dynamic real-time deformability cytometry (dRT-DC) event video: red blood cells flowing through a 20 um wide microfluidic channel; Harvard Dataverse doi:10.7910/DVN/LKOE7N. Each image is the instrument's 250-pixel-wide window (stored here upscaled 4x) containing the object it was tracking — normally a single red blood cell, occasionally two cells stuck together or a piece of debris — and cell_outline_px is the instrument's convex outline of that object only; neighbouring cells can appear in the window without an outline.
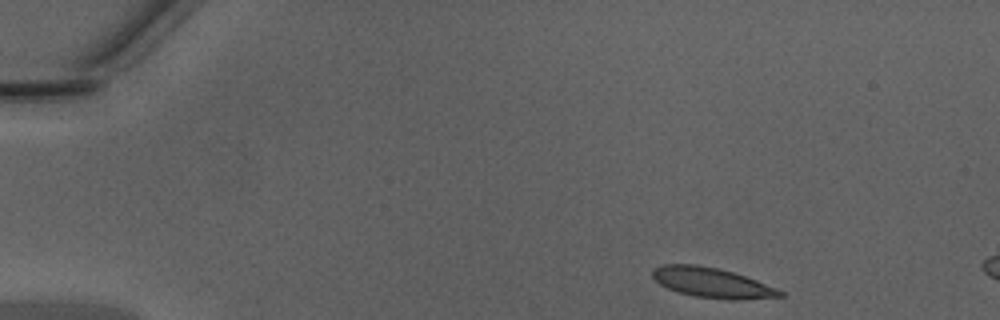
{"species": "Egyptian fruit bat (a non-hibernating species)", "species_latin": "Rousettus aegyptiacus", "temperature_condition": "warm", "stored_images_in_passage": 10, "camera_frame_rate_fps": 3000, "um_per_image_px": 0.085, "animal": {"sex": "male"}, "frame": {"image": 1, "passage_image": 1, "time_ms": 0.0, "image_size_px": [1000, 320], "cell_outline_px": [[784, 296], [736, 300], [732, 300], [696, 296], [680, 292], [668, 288], [660, 284], [652, 276], [652, 268], [664, 264], [696, 264], [720, 268], [756, 280], [776, 288], [784, 292]], "centroid_in_image_um": [60.51, 24.01], "position_along_channel_um": 24.5, "area_um2": 22.08}}